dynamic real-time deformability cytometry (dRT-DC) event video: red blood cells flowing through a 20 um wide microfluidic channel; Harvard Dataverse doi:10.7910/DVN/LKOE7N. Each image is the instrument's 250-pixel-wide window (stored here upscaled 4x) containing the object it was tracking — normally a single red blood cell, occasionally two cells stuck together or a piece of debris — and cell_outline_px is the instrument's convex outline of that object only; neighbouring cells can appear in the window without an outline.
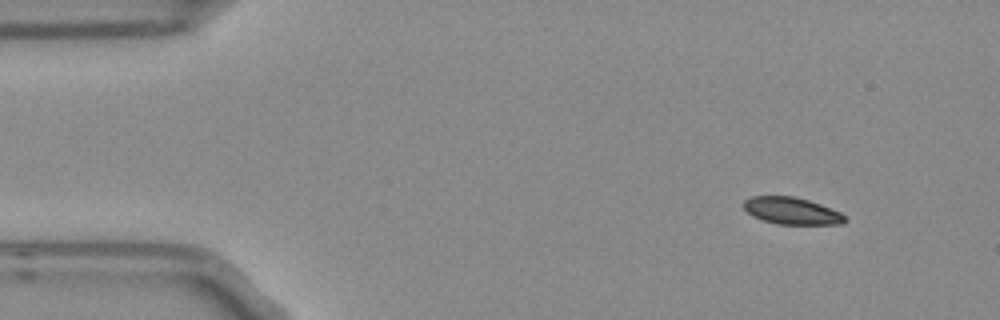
{"species": "Egyptian fruit bat (a non-hibernating species)", "species_latin": "Rousettus aegyptiacus", "temperature_condition": "room temperature", "stored_images_in_passage": 4, "camera_frame_rate_fps": 3000, "um_per_image_px": 0.085, "frame": {"image": 1, "passage_image": 1, "time_ms": 0.0, "image_size_px": [1000, 320], "cell_outline_px": [[844, 224], [776, 224], [752, 216], [744, 208], [744, 200], [752, 196], [796, 196], [820, 204], [840, 212], [844, 216]], "centroid_in_image_um": [67.27, 17.92], "position_along_channel_um": 17.7, "area_um2": 15.78}}
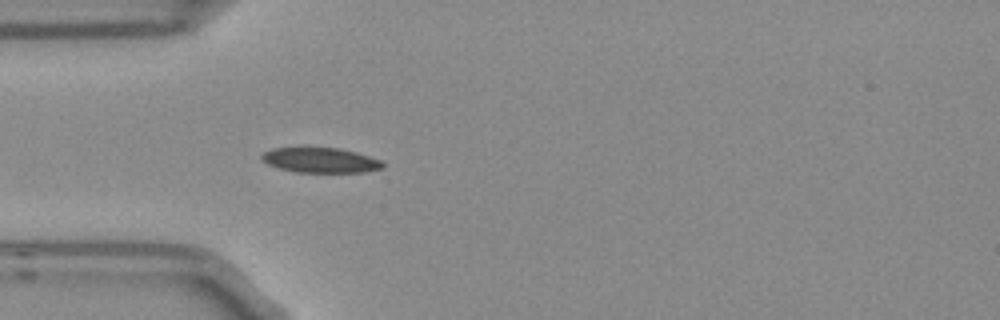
{"frame": {"image": 2, "passage_image": 4, "time_ms": 1.0, "image_size_px": [1000, 320], "cell_outline_px": [[384, 168], [364, 172], [296, 172], [280, 168], [268, 164], [260, 156], [264, 152], [272, 148], [340, 148], [356, 152], [380, 160], [384, 164]], "centroid_in_image_um": [27.26, 13.62], "position_along_channel_um": 57.7, "area_um2": 17.46}}